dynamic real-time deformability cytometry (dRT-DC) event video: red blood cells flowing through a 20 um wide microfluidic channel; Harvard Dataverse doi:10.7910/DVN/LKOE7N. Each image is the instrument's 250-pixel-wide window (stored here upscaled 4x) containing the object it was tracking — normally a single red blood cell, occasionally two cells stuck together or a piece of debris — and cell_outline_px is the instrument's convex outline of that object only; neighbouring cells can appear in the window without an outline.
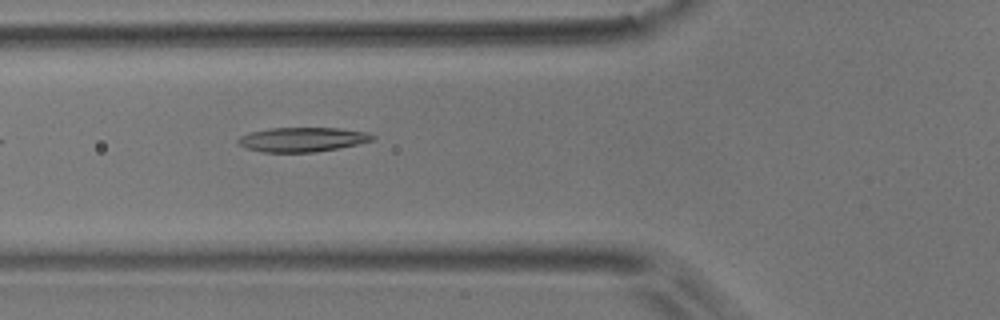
{"species": "common noctule bat (a hibernating species)", "species_latin": "Nyctalus noctula", "temperature_condition": "room temperature", "stored_images_in_passage": 6, "camera_frame_rate_fps": 3000, "um_per_image_px": 0.085, "animal": {"sex": "male", "body_mass_g": 17.9}, "frame": {"image": 1, "passage_image": 6, "time_ms": 1.667, "image_size_px": [1000, 320], "cell_outline_px": [[376, 140], [316, 152], [260, 152], [236, 144], [236, 140], [240, 136], [252, 132], [268, 128], [340, 128], [368, 132], [376, 136]], "centroid_in_image_um": [25.7, 11.85], "position_along_channel_um": 100.1, "area_um2": 19.19}}